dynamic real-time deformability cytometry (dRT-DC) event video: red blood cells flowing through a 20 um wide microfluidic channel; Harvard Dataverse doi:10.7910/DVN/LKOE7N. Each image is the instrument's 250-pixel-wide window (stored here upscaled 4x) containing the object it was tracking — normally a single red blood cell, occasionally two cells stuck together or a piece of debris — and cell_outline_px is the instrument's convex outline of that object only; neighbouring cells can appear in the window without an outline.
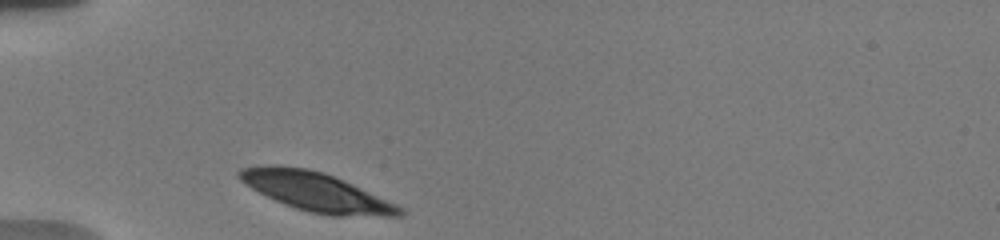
{"species": "human", "species_latin": "Homo sapiens", "temperature_condition": "warm", "stored_images_in_passage": 26, "camera_frame_rate_fps": 3000, "um_per_image_px": 0.085, "donor": {"sex": "male"}, "frame": {"image": 1, "passage_image": 1, "time_ms": 0.0, "image_size_px": [1000, 240], "cell_outline_px": [[404, 216], [332, 216], [312, 212], [296, 208], [284, 204], [252, 188], [240, 180], [236, 176], [236, 172], [240, 168], [268, 164], [276, 164], [308, 168], [324, 172], [352, 184], [396, 204], [404, 208]], "centroid_in_image_um": [26.85, 16.29], "position_along_channel_um": 58.1, "area_um2": 36.24}}
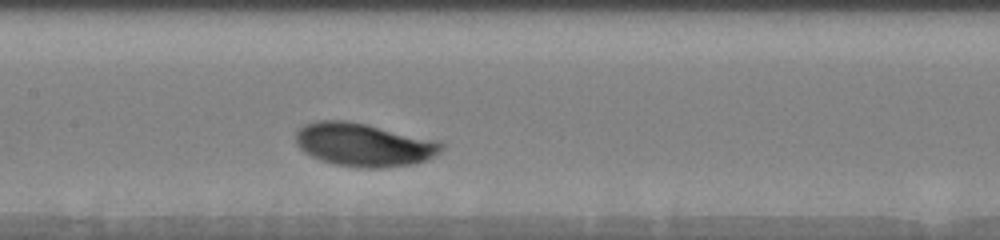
{"frame": {"image": 2, "passage_image": 9, "time_ms": 3.667, "image_size_px": [1000, 240], "cell_outline_px": [[444, 148], [440, 152], [424, 160], [412, 164], [384, 168], [356, 168], [336, 164], [320, 160], [304, 152], [300, 148], [296, 140], [296, 132], [304, 124], [316, 120], [348, 120], [440, 140], [444, 144]], "centroid_in_image_um": [30.94, 12.29], "position_along_channel_um": 176.5, "area_um2": 36.99}}
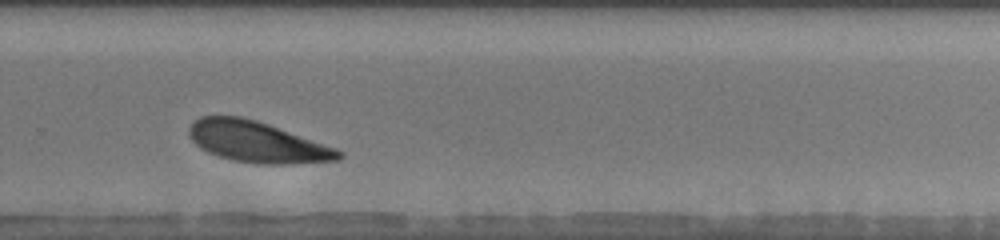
{"frame": {"image": 3, "passage_image": 19, "time_ms": 7.333, "image_size_px": [1000, 240], "cell_outline_px": [[344, 156], [336, 160], [284, 164], [256, 164], [232, 160], [208, 152], [200, 148], [192, 140], [188, 132], [188, 128], [200, 116], [240, 116], [256, 120], [268, 124], [336, 148], [344, 152]], "centroid_in_image_um": [21.84, 12.07], "position_along_channel_um": 308.0, "area_um2": 35.43}, "authors_computed_cell_mechanics": {"area_um2": 36.125, "velocity_mm_per_s": 3.5941, "shape_relaxation_time_tau1_ms": 1.4559, "shape_relaxation_time_tau2_ms": null, "deformation_change_tau1": 0.1321, "deformation_change_tau2": null}}